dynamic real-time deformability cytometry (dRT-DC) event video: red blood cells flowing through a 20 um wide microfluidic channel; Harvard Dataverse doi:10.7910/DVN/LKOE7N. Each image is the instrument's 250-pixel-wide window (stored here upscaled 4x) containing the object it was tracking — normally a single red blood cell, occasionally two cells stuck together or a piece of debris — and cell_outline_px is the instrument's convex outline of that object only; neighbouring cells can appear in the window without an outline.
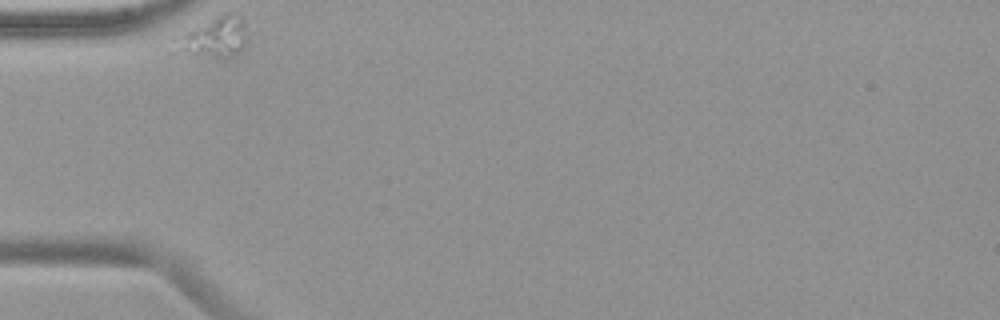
{"species": "common noctule bat (a hibernating species)", "species_latin": "Nyctalus noctula", "temperature_condition": "warm", "stored_images_in_passage": 35, "camera_frame_rate_fps": 3000, "um_per_image_px": 0.085, "animal": {"sex": "female", "body_mass_g": 19.9}, "frame": {"image": 1, "passage_image": 1, "time_ms": 0.0, "image_size_px": [1000, 320], "cell_outline_px": [[252, 32], [248, 40], [240, 52], [232, 56], [216, 56], [188, 52], [184, 48], [184, 36], [188, 32], [224, 12], [236, 12], [244, 16]], "centroid_in_image_um": [18.64, 3.05], "position_along_channel_um": 66.4, "area_um2": 15.72}}
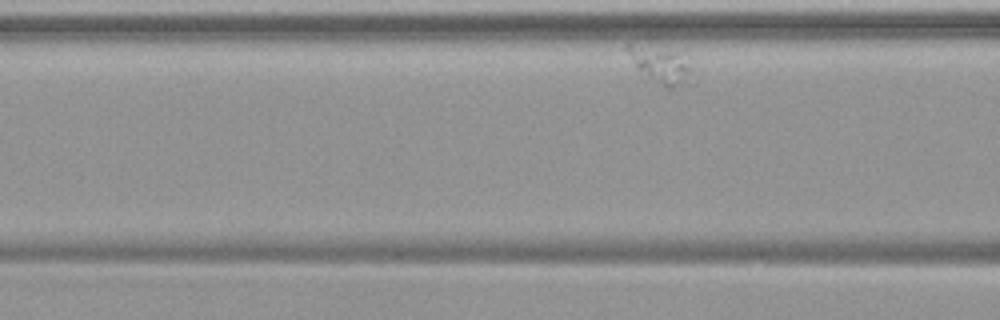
{"frame": {"image": 2, "passage_image": 6, "time_ms": 1.667, "image_size_px": [1000, 320], "cell_outline_px": [[696, 84], [672, 88], [668, 88], [648, 76], [636, 68], [624, 48], [624, 44], [628, 40], [676, 52], [688, 68]], "centroid_in_image_um": [56.07, 5.5], "position_along_channel_um": 110.5, "area_um2": 13.81}}